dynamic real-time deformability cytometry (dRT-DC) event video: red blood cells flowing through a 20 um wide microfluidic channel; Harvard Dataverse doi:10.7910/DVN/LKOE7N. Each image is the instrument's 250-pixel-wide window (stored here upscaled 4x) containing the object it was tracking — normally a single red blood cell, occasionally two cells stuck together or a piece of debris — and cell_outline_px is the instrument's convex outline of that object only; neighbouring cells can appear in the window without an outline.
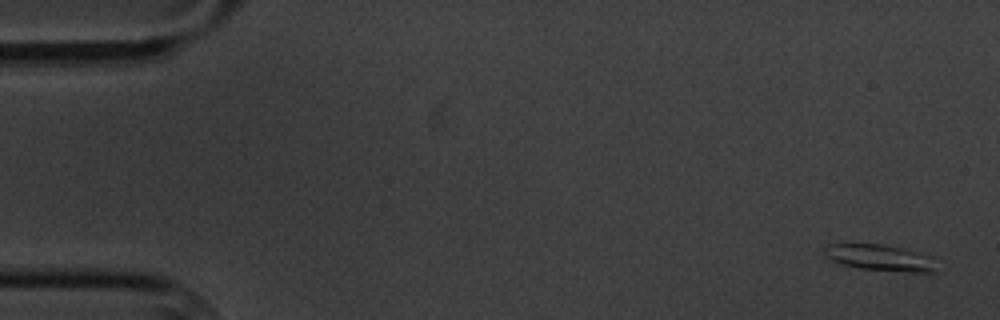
{"species": "common noctule bat (a hibernating species)", "species_latin": "Nyctalus noctula", "temperature_condition": "cold", "stored_images_in_passage": 5, "camera_frame_rate_fps": 3000, "um_per_image_px": 0.085, "animal": {"sex": "male", "body_mass_g": 20.1, "forearm_length_mm": 53.5}, "frame": {"image": 1, "passage_image": 1, "time_ms": 0.0, "image_size_px": [1000, 320], "cell_outline_px": [[940, 272], [908, 272], [860, 268], [844, 264], [832, 260], [824, 256], [824, 248], [828, 244], [880, 244], [920, 252]], "centroid_in_image_um": [74.73, 21.9], "position_along_channel_um": 10.3, "area_um2": 16.59}}
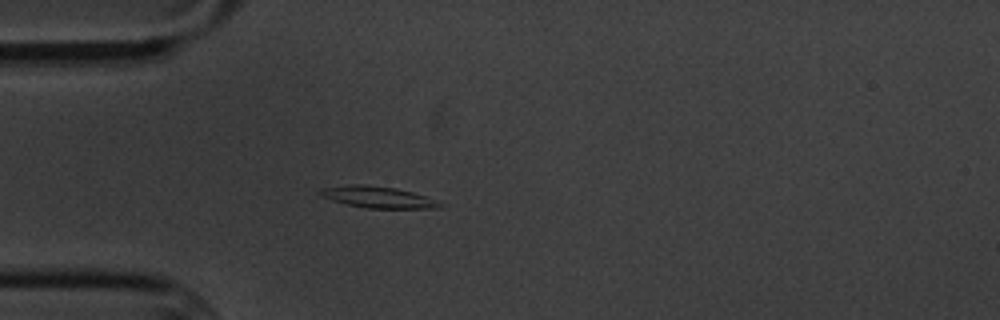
{"frame": {"image": 2, "passage_image": 5, "time_ms": 4.667, "image_size_px": [1000, 320], "cell_outline_px": [[444, 204], [440, 208], [364, 208], [344, 204], [320, 196], [316, 192], [320, 188], [356, 184], [360, 184], [396, 188], [412, 192], [424, 196]], "centroid_in_image_um": [32.05, 16.76], "position_along_channel_um": 53.0, "area_um2": 14.97}}